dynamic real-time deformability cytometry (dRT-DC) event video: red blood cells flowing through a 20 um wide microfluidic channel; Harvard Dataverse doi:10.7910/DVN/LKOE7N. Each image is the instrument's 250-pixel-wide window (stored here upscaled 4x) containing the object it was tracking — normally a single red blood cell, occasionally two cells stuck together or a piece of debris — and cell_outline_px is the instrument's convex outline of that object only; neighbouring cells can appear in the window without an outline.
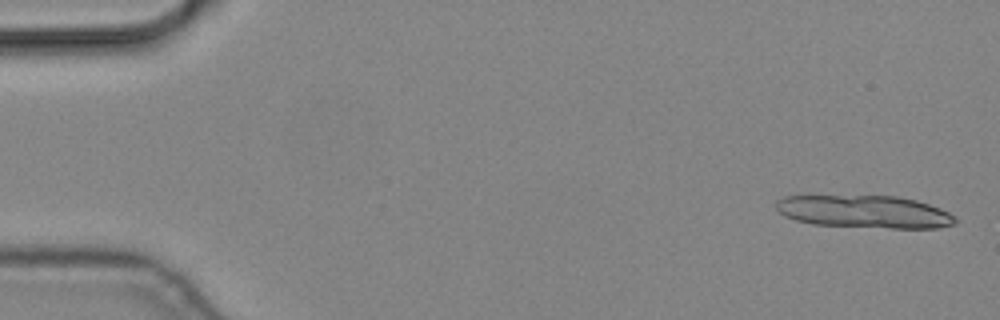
{"species": "common noctule bat (a hibernating species)", "species_latin": "Nyctalus noctula", "temperature_condition": "cold", "stored_images_in_passage": 7, "camera_frame_rate_fps": 3000, "um_per_image_px": 0.085, "animal": {"sex": "male", "body_mass_g": 19.2, "forearm_length_mm": 51.8}, "frame": {"image": 1, "passage_image": 1, "time_ms": 0.0, "image_size_px": [1000, 320], "cell_outline_px": [[956, 224], [940, 228], [892, 228], [812, 224], [796, 220], [784, 216], [776, 208], [776, 200], [784, 196], [896, 196], [916, 200], [940, 208], [956, 216]], "centroid_in_image_um": [73.5, 18.0], "position_along_channel_um": 11.5, "area_um2": 34.1}}
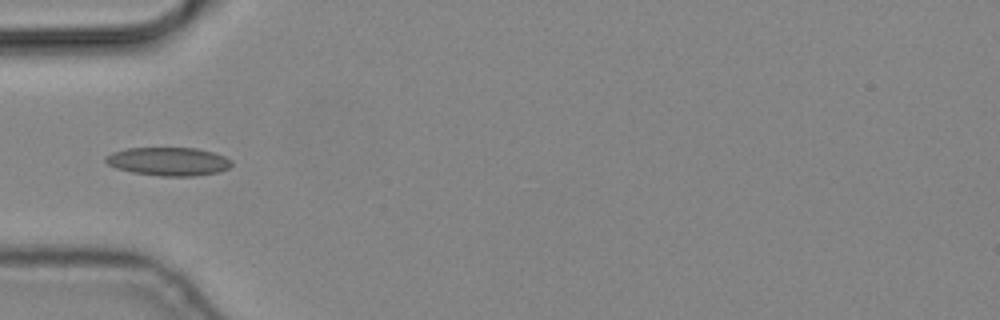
{"frame": {"image": 2, "passage_image": 6, "time_ms": 1.667, "image_size_px": [1000, 320], "cell_outline_px": [[232, 164], [228, 168], [220, 172], [192, 176], [160, 176], [132, 172], [116, 168], [108, 164], [104, 160], [104, 156], [112, 152], [124, 148], [196, 148], [212, 152], [224, 156], [232, 160]], "centroid_in_image_um": [14.3, 13.72], "position_along_channel_um": 70.7, "area_um2": 20.92}}
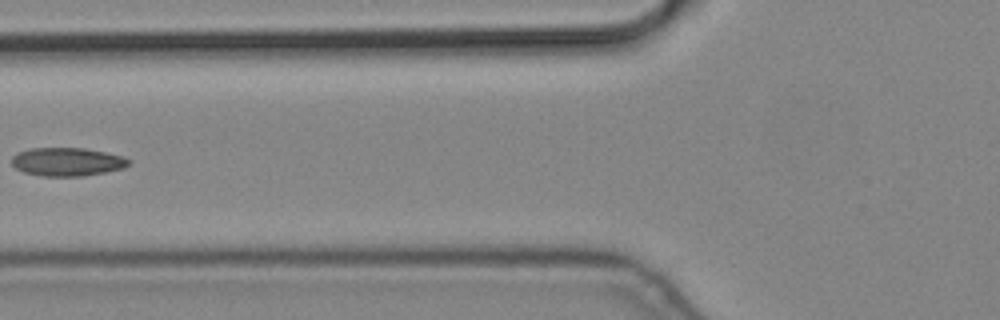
{"frame": {"image": 3, "passage_image": 7, "time_ms": 2.0, "image_size_px": [1000, 320], "cell_outline_px": [[132, 164], [124, 168], [104, 172], [80, 176], [44, 176], [24, 172], [16, 168], [12, 164], [12, 156], [16, 152], [32, 148], [84, 148], [124, 156], [132, 160]], "centroid_in_image_um": [5.74, 13.74], "position_along_channel_um": 120.1, "area_um2": 19.42}}